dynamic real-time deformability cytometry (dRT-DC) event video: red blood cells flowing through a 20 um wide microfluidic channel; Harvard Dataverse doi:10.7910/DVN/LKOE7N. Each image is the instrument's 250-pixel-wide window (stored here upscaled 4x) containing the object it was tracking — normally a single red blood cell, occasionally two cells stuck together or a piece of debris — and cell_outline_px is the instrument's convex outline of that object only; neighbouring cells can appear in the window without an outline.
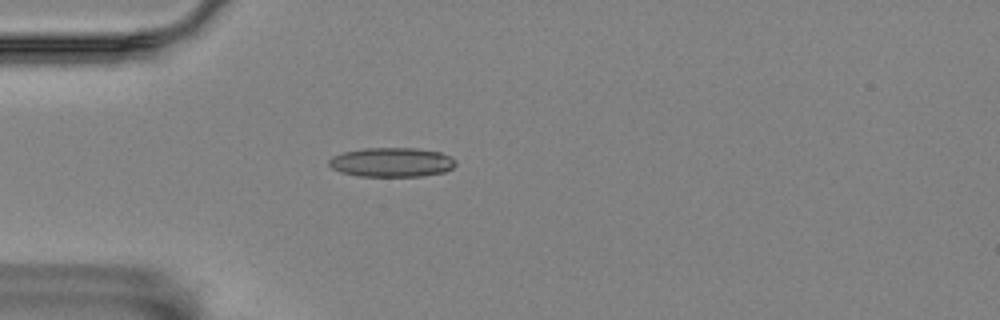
{"species": "Egyptian fruit bat (a non-hibernating species)", "species_latin": "Rousettus aegyptiacus", "temperature_condition": "room temperature", "stored_images_in_passage": 2, "camera_frame_rate_fps": 3000, "um_per_image_px": 0.085, "animal": {"sex": "female"}, "frame": {"image": 1, "passage_image": 1, "time_ms": 0.0, "image_size_px": [1000, 320], "cell_outline_px": [[456, 164], [452, 168], [444, 172], [420, 176], [360, 176], [340, 172], [332, 168], [328, 164], [328, 160], [332, 156], [344, 152], [364, 148], [416, 148], [440, 152], [456, 160]], "centroid_in_image_um": [33.28, 13.79], "position_along_channel_um": 51.7, "area_um2": 21.62}}